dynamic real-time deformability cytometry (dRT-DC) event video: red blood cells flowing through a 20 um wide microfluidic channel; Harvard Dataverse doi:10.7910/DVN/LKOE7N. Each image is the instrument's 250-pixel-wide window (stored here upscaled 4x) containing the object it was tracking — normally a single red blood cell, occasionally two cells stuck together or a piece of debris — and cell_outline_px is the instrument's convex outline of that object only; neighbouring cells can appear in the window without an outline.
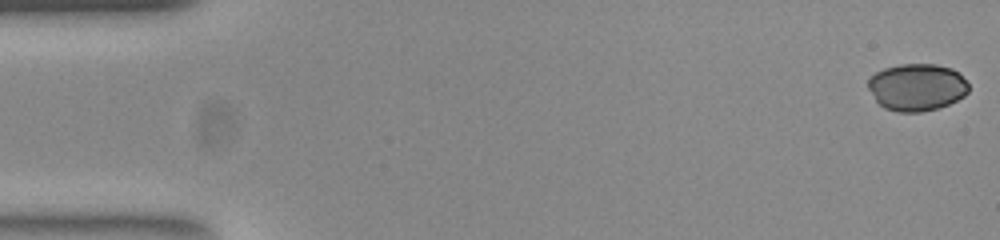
{"species": "common noctule bat (a hibernating species)", "species_latin": "Nyctalus noctula", "temperature_condition": "room temperature", "stored_images_in_passage": 52, "camera_frame_rate_fps": 3000, "um_per_image_px": 0.085, "animal": {"sex": "female", "body_mass_g": 23.0, "forearm_length_mm": 53.4}, "frame": {"image": 1, "passage_image": 1, "time_ms": 0.0, "image_size_px": [1000, 240], "cell_outline_px": [[968, 92], [964, 96], [948, 104], [936, 108], [920, 112], [896, 112], [884, 108], [876, 100], [868, 88], [868, 80], [876, 72], [884, 68], [900, 64], [936, 64], [952, 68], [960, 72], [968, 84]], "centroid_in_image_um": [77.94, 7.4], "position_along_channel_um": 7.1, "area_um2": 27.69}}
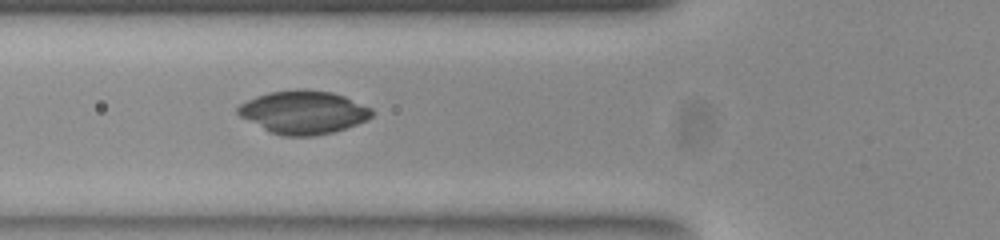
{"frame": {"image": 2, "passage_image": 19, "time_ms": 6.0, "image_size_px": [1000, 240], "cell_outline_px": [[372, 116], [368, 120], [332, 132], [312, 136], [284, 136], [272, 132], [240, 116], [236, 112], [236, 108], [240, 104], [256, 96], [268, 92], [332, 92], [344, 96], [372, 108]], "centroid_in_image_um": [25.8, 9.57], "position_along_channel_um": 100.0, "area_um2": 32.54}}
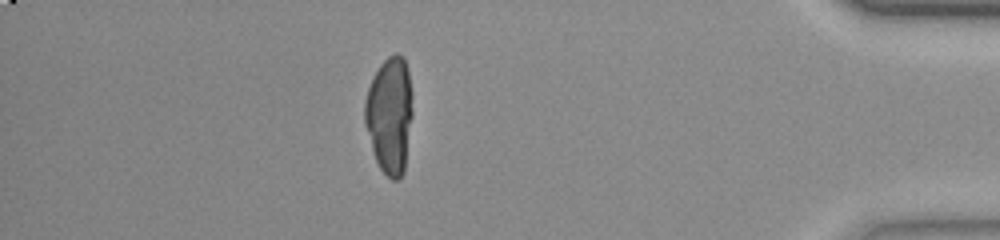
{"frame": {"image": 3, "passage_image": 46, "time_ms": 15.0, "image_size_px": [1000, 240], "cell_outline_px": [[412, 116], [404, 172], [400, 180], [392, 180], [380, 168], [376, 160], [364, 124], [364, 100], [372, 76], [380, 64], [388, 56], [396, 52], [400, 52], [404, 56], [408, 68], [412, 92]], "centroid_in_image_um": [33.13, 9.73], "position_along_channel_um": 402.1, "area_um2": 33.06}}